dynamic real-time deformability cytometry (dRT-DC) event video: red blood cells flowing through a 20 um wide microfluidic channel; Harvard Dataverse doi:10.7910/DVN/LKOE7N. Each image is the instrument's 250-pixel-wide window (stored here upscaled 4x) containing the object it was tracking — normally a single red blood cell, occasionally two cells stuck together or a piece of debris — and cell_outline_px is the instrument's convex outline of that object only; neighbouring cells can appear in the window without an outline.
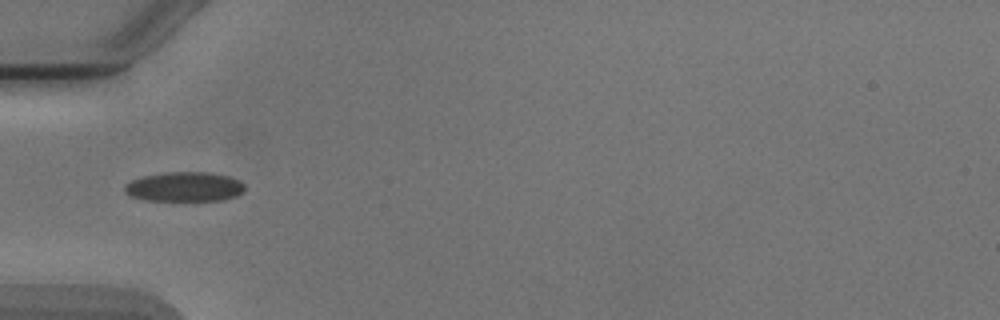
{"species": "Egyptian fruit bat (a non-hibernating species)", "species_latin": "Rousettus aegyptiacus", "temperature_condition": "cold", "stored_images_in_passage": 2, "camera_frame_rate_fps": 3000, "um_per_image_px": 0.085, "animal": {"sex": "male"}, "frame": {"image": 1, "passage_image": 2, "time_ms": 1.0, "image_size_px": [1000, 320], "cell_outline_px": [[244, 192], [236, 196], [224, 200], [144, 200], [128, 196], [124, 192], [124, 184], [132, 180], [144, 176], [168, 172], [208, 172], [228, 176], [240, 180], [244, 184]], "centroid_in_image_um": [15.67, 15.88], "position_along_channel_um": 69.3, "area_um2": 20.81}}